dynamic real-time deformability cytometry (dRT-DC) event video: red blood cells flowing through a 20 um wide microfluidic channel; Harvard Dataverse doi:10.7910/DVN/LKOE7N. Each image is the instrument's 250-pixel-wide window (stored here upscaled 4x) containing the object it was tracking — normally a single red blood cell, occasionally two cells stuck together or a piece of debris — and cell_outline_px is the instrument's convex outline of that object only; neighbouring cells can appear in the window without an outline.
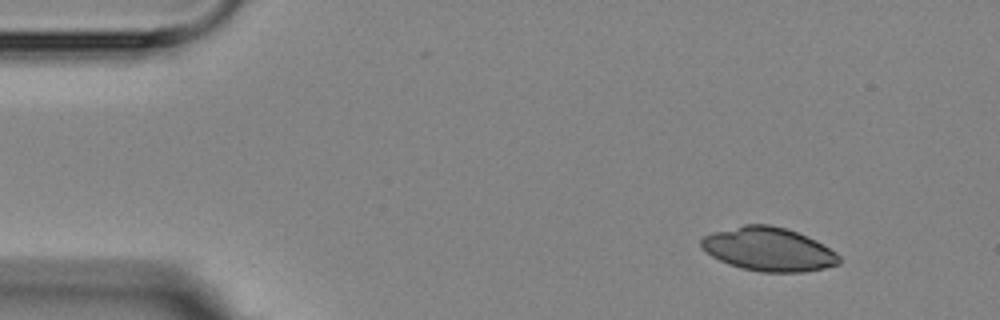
{"species": "Egyptian fruit bat (a non-hibernating species)", "species_latin": "Rousettus aegyptiacus", "temperature_condition": "room temperature", "stored_images_in_passage": 3, "camera_frame_rate_fps": 3000, "um_per_image_px": 0.085, "animal": {"sex": "female"}, "frame": {"image": 1, "passage_image": 1, "time_ms": 0.0, "image_size_px": [1000, 320], "cell_outline_px": [[840, 264], [824, 268], [804, 272], [760, 272], [740, 268], [728, 264], [712, 256], [700, 244], [700, 240], [704, 236], [712, 232], [744, 224], [772, 224], [788, 228], [808, 236], [816, 240], [836, 252], [840, 256]], "centroid_in_image_um": [65.35, 21.18], "position_along_channel_um": 19.7, "area_um2": 35.32}}